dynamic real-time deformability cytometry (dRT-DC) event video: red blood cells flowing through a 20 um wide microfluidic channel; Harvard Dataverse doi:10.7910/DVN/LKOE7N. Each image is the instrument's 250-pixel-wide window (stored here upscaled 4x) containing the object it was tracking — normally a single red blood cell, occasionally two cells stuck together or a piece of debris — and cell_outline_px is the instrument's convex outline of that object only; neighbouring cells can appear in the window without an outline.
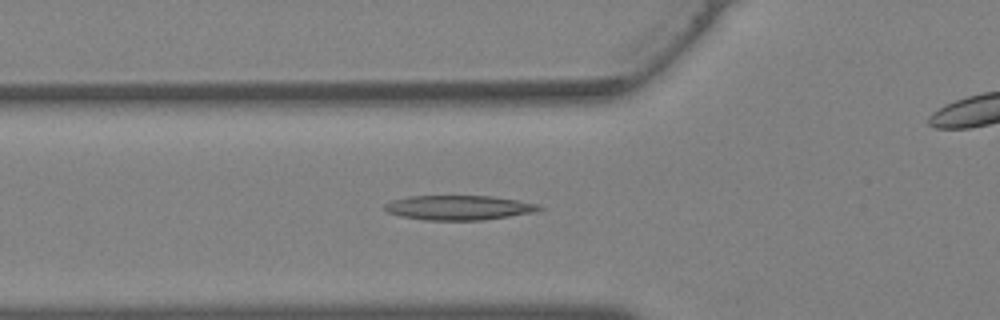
{"species": "Egyptian fruit bat (a non-hibernating species)", "species_latin": "Rousettus aegyptiacus", "temperature_condition": "warm", "stored_images_in_passage": 27, "camera_frame_rate_fps": 3000, "um_per_image_px": 0.085, "animal": {"sex": "female"}, "frame": {"image": 1, "passage_image": 4, "time_ms": 1.0, "image_size_px": [1000, 320], "cell_outline_px": [[544, 208], [536, 212], [484, 220], [424, 220], [400, 216], [388, 212], [384, 208], [384, 204], [392, 200], [408, 196], [492, 196], [540, 204]], "centroid_in_image_um": [39.01, 17.65], "position_along_channel_um": 86.8, "area_um2": 22.25}}
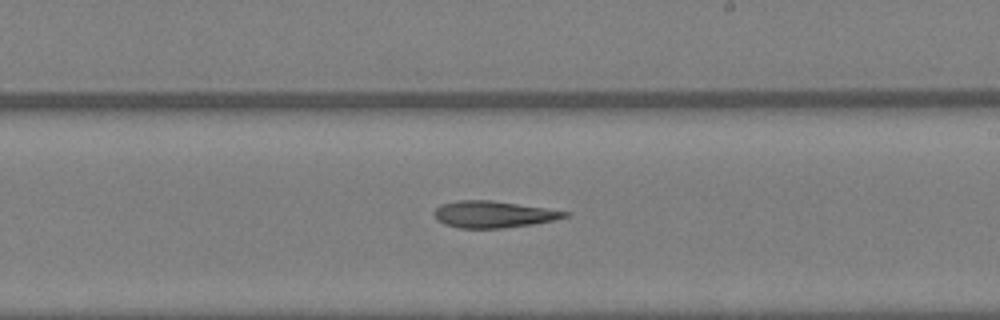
{"frame": {"image": 2, "passage_image": 13, "time_ms": 4.0, "image_size_px": [1000, 320], "cell_outline_px": [[568, 216], [552, 220], [532, 224], [504, 228], [460, 228], [444, 224], [436, 220], [432, 212], [440, 204], [460, 200], [492, 200], [544, 208], [568, 212]], "centroid_in_image_um": [41.85, 18.22], "position_along_channel_um": 247.1, "area_um2": 20.17}}
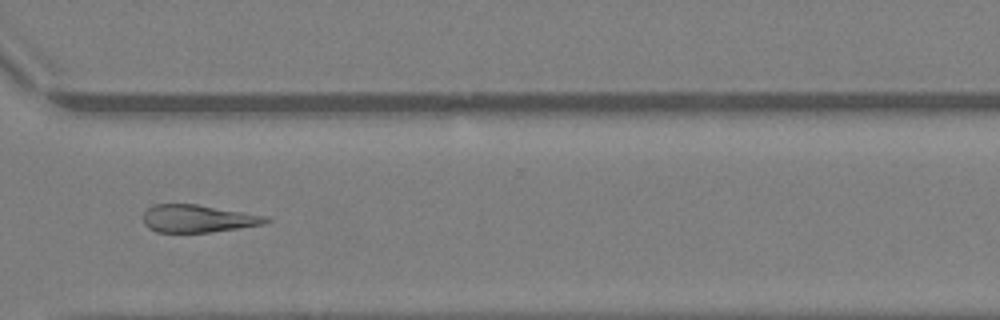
{"frame": {"image": 3, "passage_image": 19, "time_ms": 6.0, "image_size_px": [1000, 320], "cell_outline_px": [[272, 220], [264, 224], [208, 232], [156, 232], [148, 228], [144, 224], [144, 212], [148, 208], [156, 204], [196, 204], [268, 216]], "centroid_in_image_um": [16.82, 18.58], "position_along_channel_um": 353.8, "area_um2": 19.59}}